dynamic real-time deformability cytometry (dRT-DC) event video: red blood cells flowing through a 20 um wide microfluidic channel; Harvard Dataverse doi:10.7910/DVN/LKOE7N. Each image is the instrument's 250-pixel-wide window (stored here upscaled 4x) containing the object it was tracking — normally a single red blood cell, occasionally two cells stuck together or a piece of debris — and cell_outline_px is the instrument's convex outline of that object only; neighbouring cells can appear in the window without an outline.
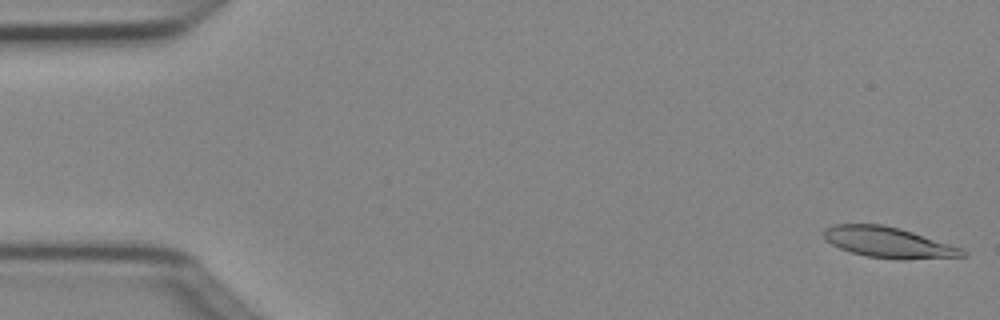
{"species": "Egyptian fruit bat (a non-hibernating species)", "species_latin": "Rousettus aegyptiacus", "temperature_condition": "cold", "stored_images_in_passage": 7, "camera_frame_rate_fps": 3000, "um_per_image_px": 0.085, "animal": {"sex": "female"}, "frame": {"image": 1, "passage_image": 1, "time_ms": 0.0, "image_size_px": [1000, 320], "cell_outline_px": [[968, 256], [904, 260], [868, 256], [852, 252], [840, 248], [824, 240], [824, 228], [832, 224], [880, 224], [900, 228], [964, 248], [968, 252]], "centroid_in_image_um": [75.56, 20.6], "position_along_channel_um": 9.4, "area_um2": 24.97}}
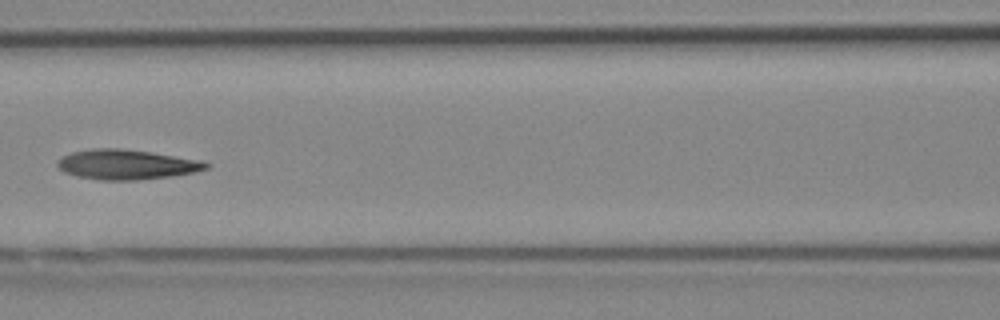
{"frame": {"image": 2, "passage_image": 6, "time_ms": 1.667, "image_size_px": [1000, 320], "cell_outline_px": [[212, 164], [208, 168], [192, 172], [172, 176], [136, 180], [100, 180], [76, 176], [64, 172], [56, 164], [56, 160], [72, 152], [92, 148], [120, 148], [152, 152], [200, 160]], "centroid_in_image_um": [10.74, 13.98], "position_along_channel_um": 155.9, "area_um2": 25.89}}
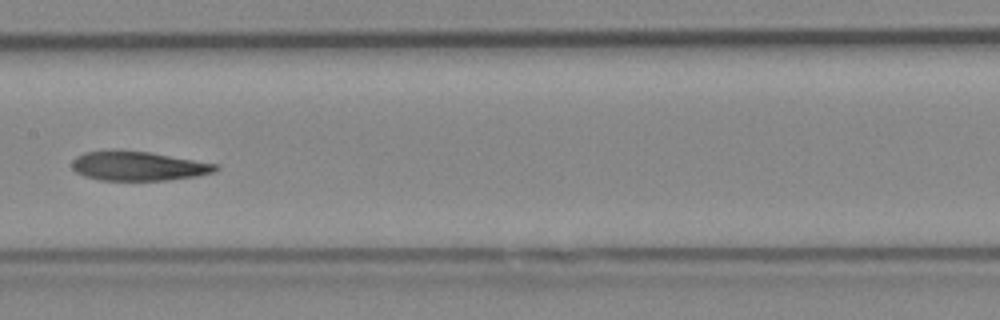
{"frame": {"image": 3, "passage_image": 7, "time_ms": 2.0, "image_size_px": [1000, 320], "cell_outline_px": [[220, 168], [216, 172], [196, 176], [164, 180], [100, 180], [84, 176], [76, 172], [72, 168], [72, 160], [76, 156], [84, 152], [112, 148], [152, 152], [220, 164]], "centroid_in_image_um": [11.75, 14.08], "position_along_channel_um": 195.6, "area_um2": 25.2}}